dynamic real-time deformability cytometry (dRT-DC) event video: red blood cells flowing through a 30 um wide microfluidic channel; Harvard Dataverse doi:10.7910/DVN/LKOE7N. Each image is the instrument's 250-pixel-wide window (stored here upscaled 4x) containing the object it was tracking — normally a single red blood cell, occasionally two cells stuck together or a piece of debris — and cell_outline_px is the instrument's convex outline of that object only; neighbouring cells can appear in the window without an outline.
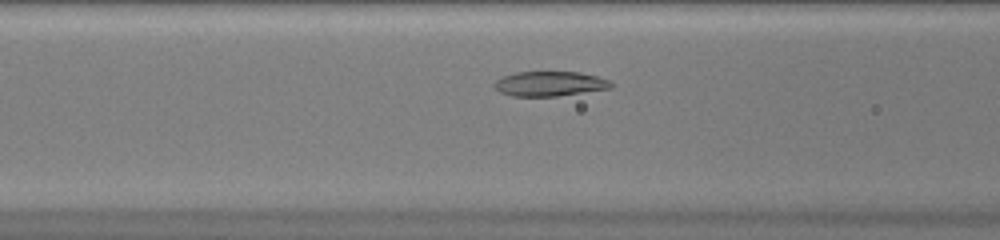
{"species": "common noctule bat (a hibernating species)", "species_latin": "Nyctalus noctula", "temperature_condition": "warm", "stored_images_in_passage": 34, "camera_frame_rate_fps": 3000, "um_per_image_px": 0.085, "animal": {"sex": "female", "body_mass_g": 20.0, "forearm_length_mm": 54.0}, "frame": {"image": 1, "passage_image": 8, "time_ms": 2.333, "image_size_px": [1000, 240], "cell_outline_px": [[612, 88], [556, 96], [512, 96], [500, 92], [492, 84], [500, 76], [516, 72], [580, 72], [596, 76], [608, 80], [612, 84]], "centroid_in_image_um": [46.68, 7.11], "position_along_channel_um": 119.9, "area_um2": 16.82}}
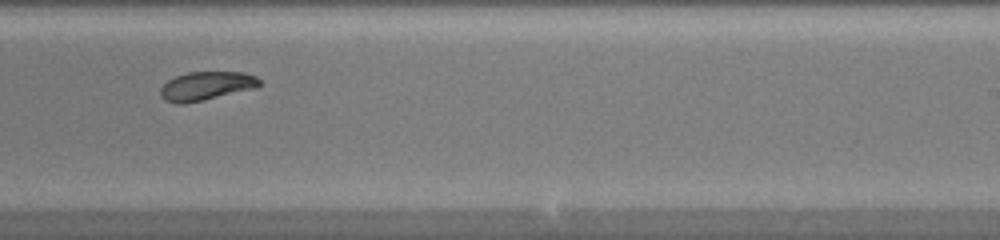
{"frame": {"image": 2, "passage_image": 19, "time_ms": 6.0, "image_size_px": [1000, 240], "cell_outline_px": [[260, 84], [256, 88], [184, 104], [176, 104], [164, 100], [160, 96], [160, 88], [168, 80], [176, 76], [188, 72], [244, 72], [256, 76], [260, 80]], "centroid_in_image_um": [17.51, 7.3], "position_along_channel_um": 271.5, "area_um2": 16.53}}
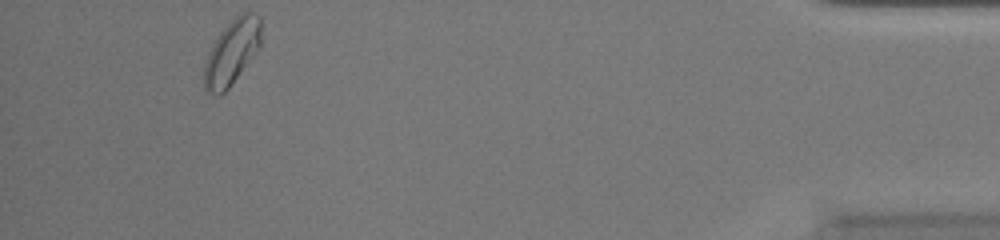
{"frame": {"image": 3, "passage_image": 34, "time_ms": 11.0, "image_size_px": [1000, 240], "cell_outline_px": [[260, 44], [228, 88], [220, 96], [216, 96], [208, 92], [204, 88], [204, 64], [208, 52], [212, 44], [220, 32], [240, 12], [252, 12], [260, 16]], "centroid_in_image_um": [19.66, 4.43], "position_along_channel_um": 415.5, "area_um2": 21.1}, "authors_computed_cell_mechanics": {"area_um2": 17.5423, "velocity_mm_per_s": 4.1388, "shape_relaxation_time_tau1_ms": 6.0964, "shape_relaxation_time_tau2_ms": 2.9753, "deformation_change_tau1": 0.1438, "deformation_change_tau2": 0.0468}}